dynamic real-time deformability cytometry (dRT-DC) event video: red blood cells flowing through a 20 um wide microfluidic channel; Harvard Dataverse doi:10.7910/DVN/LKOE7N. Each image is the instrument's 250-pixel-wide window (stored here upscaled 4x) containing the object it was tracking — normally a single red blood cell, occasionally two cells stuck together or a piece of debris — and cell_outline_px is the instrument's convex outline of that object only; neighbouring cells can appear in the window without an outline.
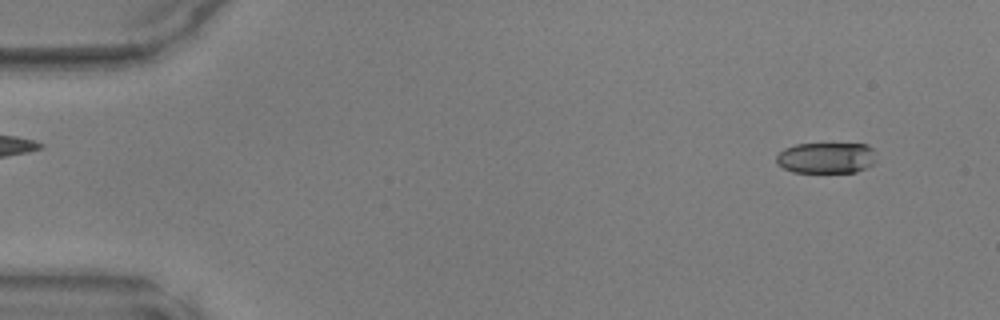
{"species": "common noctule bat (a hibernating species)", "species_latin": "Nyctalus noctula", "temperature_condition": "warm", "stored_images_in_passage": 46, "camera_frame_rate_fps": 3000, "um_per_image_px": 0.085, "animal": {"sex": "male", "body_mass_g": 17.9, "forearm_length_mm": 54.2}, "frame": {"image": 1, "passage_image": 4, "time_ms": 1.0, "image_size_px": [1000, 320], "cell_outline_px": [[876, 160], [872, 164], [856, 172], [792, 172], [776, 164], [776, 156], [784, 148], [796, 144], [868, 144], [872, 148]], "centroid_in_image_um": [70.21, 13.41], "position_along_channel_um": 14.8, "area_um2": 18.03}}
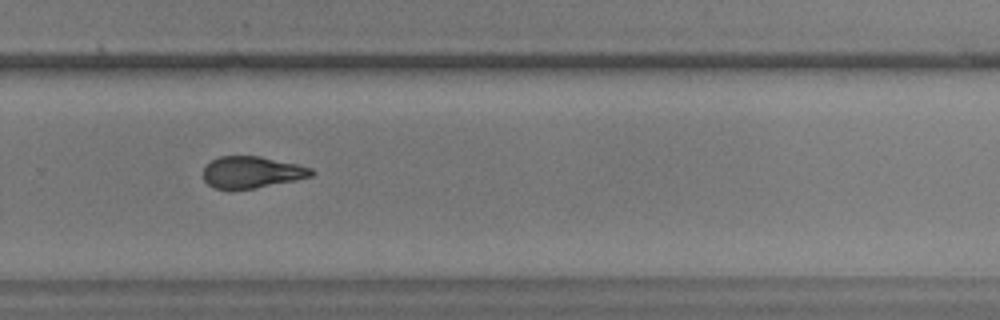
{"frame": {"image": 2, "passage_image": 33, "time_ms": 10.667, "image_size_px": [1000, 320], "cell_outline_px": [[316, 172], [312, 176], [296, 180], [256, 188], [228, 192], [212, 188], [204, 180], [204, 168], [212, 160], [220, 156], [260, 156], [296, 164], [312, 168]], "centroid_in_image_um": [21.38, 14.68], "position_along_channel_um": 308.4, "area_um2": 20.4}}
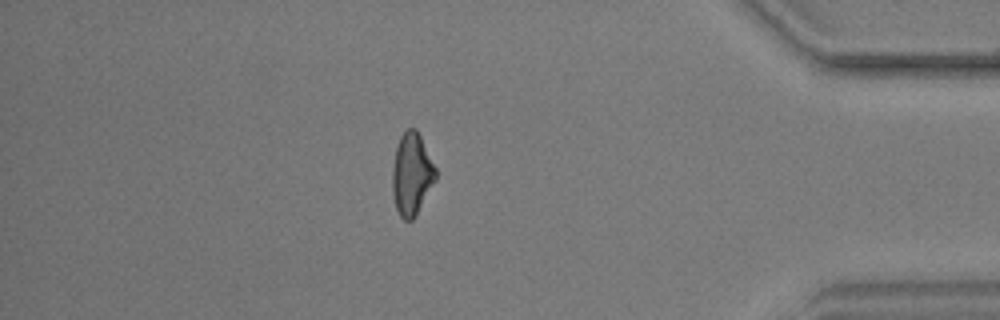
{"frame": {"image": 3, "passage_image": 42, "time_ms": 13.667, "image_size_px": [1000, 320], "cell_outline_px": [[436, 180], [416, 216], [412, 220], [404, 220], [400, 216], [396, 208], [392, 192], [392, 168], [396, 148], [400, 136], [408, 128], [416, 128], [436, 168]], "centroid_in_image_um": [34.99, 14.82], "position_along_channel_um": 400.2, "area_um2": 20.75}}